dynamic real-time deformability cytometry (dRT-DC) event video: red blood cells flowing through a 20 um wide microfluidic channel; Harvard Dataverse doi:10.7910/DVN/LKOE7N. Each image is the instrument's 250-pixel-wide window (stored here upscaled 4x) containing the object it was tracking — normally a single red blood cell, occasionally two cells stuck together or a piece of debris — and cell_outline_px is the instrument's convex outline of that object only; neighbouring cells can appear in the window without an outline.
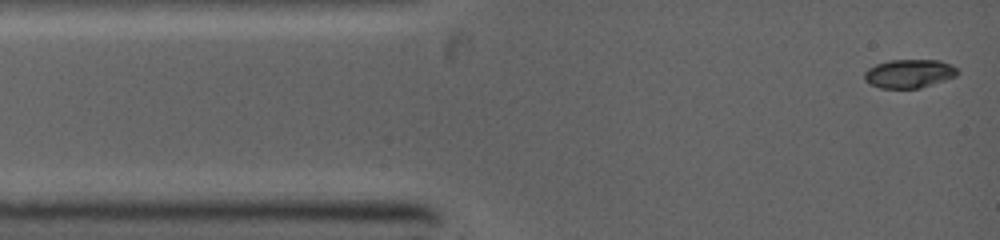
{"species": "common noctule bat (a hibernating species)", "species_latin": "Nyctalus noctula", "temperature_condition": "warm", "stored_images_in_passage": 58, "camera_frame_rate_fps": 5000, "um_per_image_px": 0.085, "animal": {"sex": "female", "body_mass_g": 19.0, "forearm_length_mm": 53.3}, "frame": {"image": 1, "passage_image": 1, "time_ms": 0.0, "image_size_px": [1000, 240], "cell_outline_px": [[960, 72], [956, 76], [920, 88], [880, 88], [864, 80], [864, 72], [868, 68], [876, 64], [888, 60], [940, 60], [952, 64]], "centroid_in_image_um": [77.29, 6.24], "position_along_channel_um": 7.7, "area_um2": 15.55}}
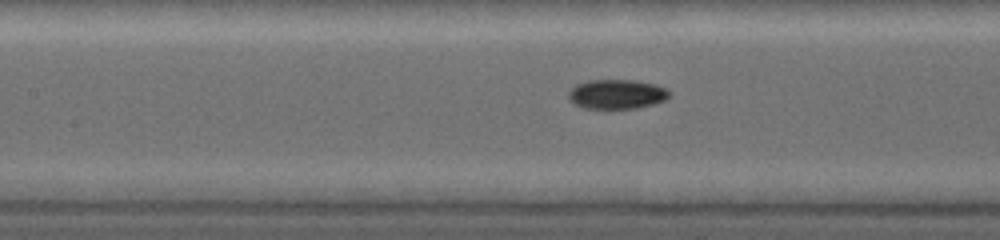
{"frame": {"image": 2, "passage_image": 24, "time_ms": 4.4, "image_size_px": [1000, 240], "cell_outline_px": [[672, 92], [664, 100], [652, 104], [636, 108], [584, 108], [576, 104], [568, 96], [568, 92], [576, 84], [588, 80], [636, 80], [656, 84], [668, 88]], "centroid_in_image_um": [52.46, 7.98], "position_along_channel_um": 154.9, "area_um2": 17.28}}
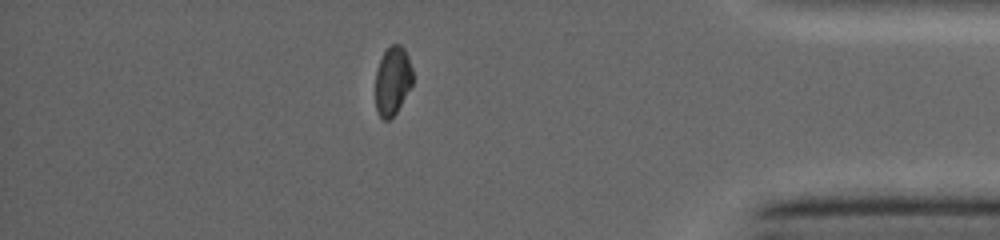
{"frame": {"image": 3, "passage_image": 50, "time_ms": 10.4, "image_size_px": [1000, 240], "cell_outline_px": [[412, 84], [396, 112], [388, 120], [384, 120], [380, 116], [376, 108], [376, 72], [380, 60], [384, 52], [392, 44], [400, 44], [404, 48], [408, 56], [412, 68]], "centroid_in_image_um": [33.37, 6.84], "position_along_channel_um": 401.8, "area_um2": 14.68}}